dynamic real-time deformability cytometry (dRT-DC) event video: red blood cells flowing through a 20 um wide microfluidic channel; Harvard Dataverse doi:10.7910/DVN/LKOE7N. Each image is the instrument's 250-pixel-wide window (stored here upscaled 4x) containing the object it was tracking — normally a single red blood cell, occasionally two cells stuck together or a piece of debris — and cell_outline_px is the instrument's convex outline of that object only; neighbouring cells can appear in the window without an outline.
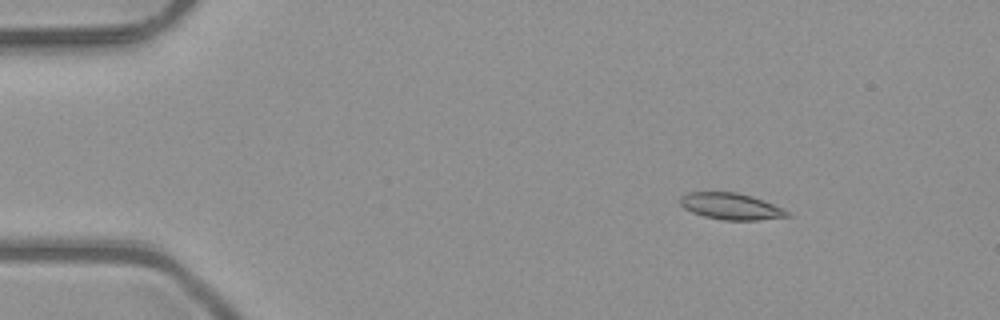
{"species": "common noctule bat (a hibernating species)", "species_latin": "Nyctalus noctula", "temperature_condition": "room temperature", "stored_images_in_passage": 5, "camera_frame_rate_fps": 3000, "um_per_image_px": 0.085, "animal": {"sex": "male", "body_mass_g": 23.1, "forearm_length_mm": 52.7}, "frame": {"image": 1, "passage_image": 2, "time_ms": 0.333, "image_size_px": [1000, 320], "cell_outline_px": [[792, 216], [756, 220], [724, 220], [704, 216], [692, 212], [684, 208], [680, 204], [680, 196], [688, 192], [736, 192], [752, 196], [764, 200], [784, 208], [792, 212]], "centroid_in_image_um": [62.17, 17.53], "position_along_channel_um": 22.8, "area_um2": 16.7}}
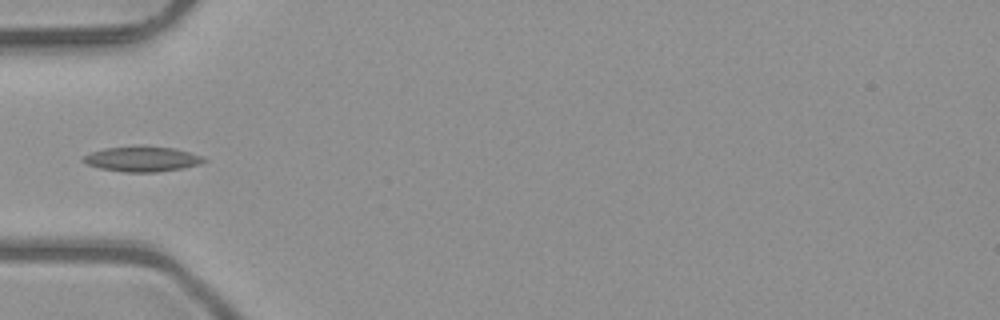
{"frame": {"image": 2, "passage_image": 4, "time_ms": 1.0, "image_size_px": [1000, 320], "cell_outline_px": [[208, 160], [200, 164], [184, 168], [156, 172], [124, 172], [100, 168], [88, 164], [80, 160], [84, 156], [92, 152], [104, 148], [140, 144], [144, 144], [176, 148], [204, 156]], "centroid_in_image_um": [12.13, 13.48], "position_along_channel_um": 72.9, "area_um2": 18.26}}
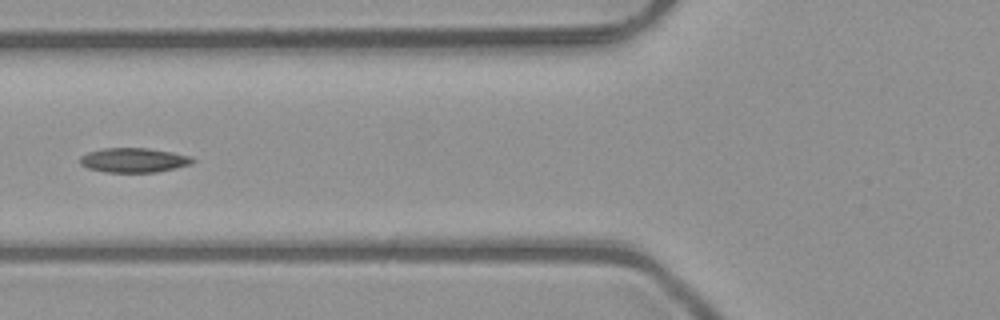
{"frame": {"image": 3, "passage_image": 5, "time_ms": 1.333, "image_size_px": [1000, 320], "cell_outline_px": [[196, 160], [192, 164], [176, 168], [156, 172], [104, 172], [88, 168], [80, 164], [80, 156], [88, 152], [104, 148], [148, 148], [172, 152], [192, 156]], "centroid_in_image_um": [11.4, 13.61], "position_along_channel_um": 114.4, "area_um2": 16.18}}